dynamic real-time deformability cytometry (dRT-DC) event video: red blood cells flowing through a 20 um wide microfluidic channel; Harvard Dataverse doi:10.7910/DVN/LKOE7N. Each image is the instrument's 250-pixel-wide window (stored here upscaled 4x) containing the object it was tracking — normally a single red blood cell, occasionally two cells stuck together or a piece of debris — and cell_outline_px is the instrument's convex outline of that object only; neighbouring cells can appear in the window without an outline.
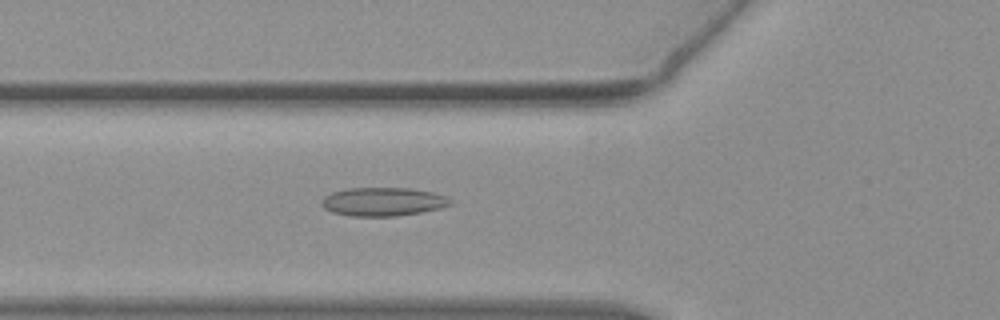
{"species": "common noctule bat (a hibernating species)", "species_latin": "Nyctalus noctula", "temperature_condition": "warm", "stored_images_in_passage": 43, "camera_frame_rate_fps": 3000, "um_per_image_px": 0.085, "animal": {"sex": "female", "body_mass_g": 19.3, "forearm_length_mm": 54.1}, "frame": {"image": 1, "passage_image": 9, "time_ms": 2.667, "image_size_px": [1000, 320], "cell_outline_px": [[452, 204], [440, 208], [420, 212], [396, 216], [348, 216], [332, 212], [324, 208], [320, 204], [320, 200], [324, 196], [332, 192], [344, 188], [408, 188], [432, 192], [444, 196], [452, 200]], "centroid_in_image_um": [32.5, 17.14], "position_along_channel_um": 93.3, "area_um2": 21.5}}
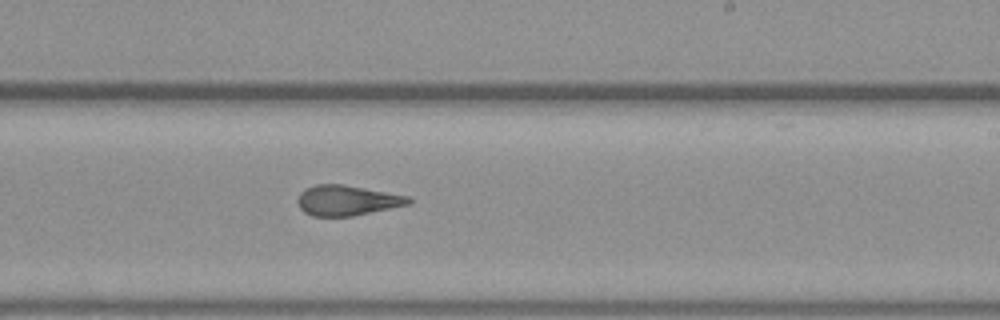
{"frame": {"image": 2, "passage_image": 22, "time_ms": 7.0, "image_size_px": [1000, 320], "cell_outline_px": [[412, 204], [352, 216], [312, 216], [304, 212], [300, 208], [296, 200], [300, 192], [304, 188], [316, 184], [344, 184], [408, 196], [412, 200]], "centroid_in_image_um": [29.48, 17.03], "position_along_channel_um": 259.5, "area_um2": 19.71}}
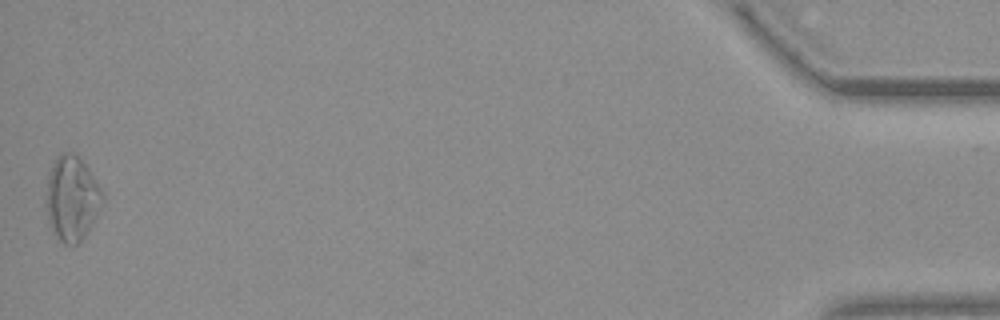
{"frame": {"image": 3, "passage_image": 43, "time_ms": 14.0, "image_size_px": [1000, 320], "cell_outline_px": [[104, 200], [92, 224], [84, 236], [76, 244], [64, 244], [56, 236], [48, 224], [48, 176], [56, 160], [64, 152], [76, 152], [104, 192]], "centroid_in_image_um": [6.15, 16.87], "position_along_channel_um": 429.1, "area_um2": 27.17}, "authors_computed_cell_mechanics": {"area_um2": 20.8658, "velocity_mm_per_s": 3.8335, "shape_relaxation_time_tau1_ms": null, "shape_relaxation_time_tau2_ms": 1.7845, "deformation_change_tau1": null, "deformation_change_tau2": 0.1094}}